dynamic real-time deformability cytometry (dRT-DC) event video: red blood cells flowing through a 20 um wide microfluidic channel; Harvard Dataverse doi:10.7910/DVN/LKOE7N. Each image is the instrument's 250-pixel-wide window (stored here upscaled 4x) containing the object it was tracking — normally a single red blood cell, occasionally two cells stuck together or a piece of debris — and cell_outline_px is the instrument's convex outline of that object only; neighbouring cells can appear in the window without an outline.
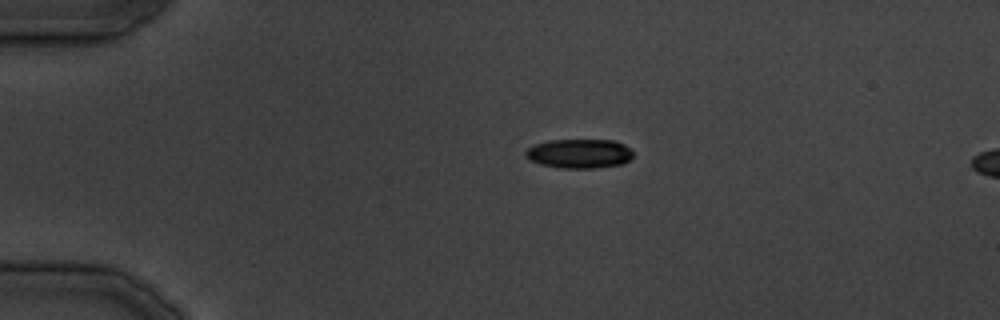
{"species": "common noctule bat (a hibernating species)", "species_latin": "Nyctalus noctula", "temperature_condition": "cold", "stored_images_in_passage": 4, "camera_frame_rate_fps": 3000, "um_per_image_px": 0.085, "animal": {"sex": "male", "body_mass_g": 19.5, "forearm_length_mm": 54.6}, "frame": {"image": 1, "passage_image": 1, "time_ms": 0.0, "image_size_px": [1000, 320], "cell_outline_px": [[632, 156], [624, 164], [596, 168], [560, 168], [540, 164], [524, 156], [524, 152], [528, 148], [536, 144], [548, 140], [616, 140], [624, 144], [632, 152]], "centroid_in_image_um": [49.24, 13.05], "position_along_channel_um": 35.8, "area_um2": 18.38}}